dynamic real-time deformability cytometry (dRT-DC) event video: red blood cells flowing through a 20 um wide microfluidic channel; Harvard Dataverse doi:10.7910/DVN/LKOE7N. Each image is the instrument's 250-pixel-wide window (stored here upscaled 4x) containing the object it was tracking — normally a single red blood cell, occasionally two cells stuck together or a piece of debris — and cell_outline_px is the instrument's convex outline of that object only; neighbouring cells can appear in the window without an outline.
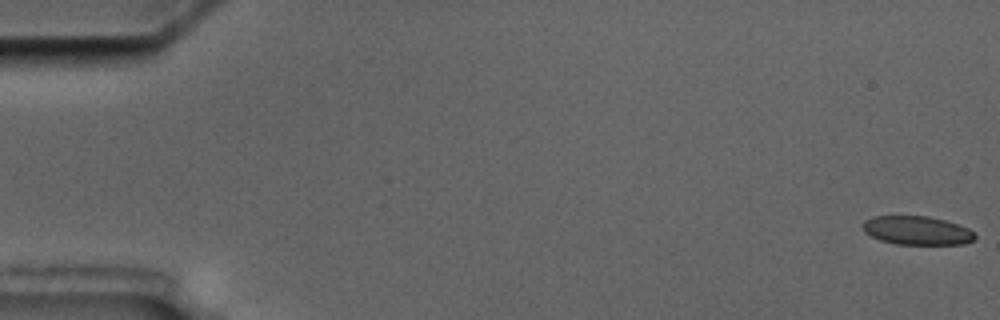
{"species": "common noctule bat (a hibernating species)", "species_latin": "Nyctalus noctula", "temperature_condition": "cold", "stored_images_in_passage": 5, "camera_frame_rate_fps": 3000, "um_per_image_px": 0.085, "animal": {"sex": "male", "body_mass_g": 17.5, "forearm_length_mm": 52.3}, "frame": {"image": 1, "passage_image": 1, "time_ms": 0.0, "image_size_px": [1000, 320], "cell_outline_px": [[976, 236], [972, 240], [964, 244], [896, 244], [880, 240], [864, 232], [860, 224], [864, 220], [872, 216], [928, 216], [944, 220], [968, 228]], "centroid_in_image_um": [77.88, 19.58], "position_along_channel_um": 7.1, "area_um2": 18.73}}